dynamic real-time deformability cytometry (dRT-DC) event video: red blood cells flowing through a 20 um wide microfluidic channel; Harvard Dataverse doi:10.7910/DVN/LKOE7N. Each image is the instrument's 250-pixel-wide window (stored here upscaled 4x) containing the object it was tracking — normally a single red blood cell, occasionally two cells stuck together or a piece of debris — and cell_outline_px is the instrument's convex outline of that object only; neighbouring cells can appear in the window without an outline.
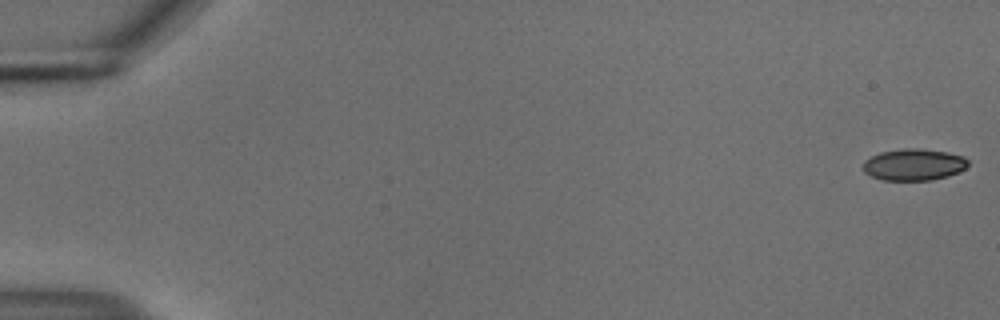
{"species": "common noctule bat (a hibernating species)", "species_latin": "Nyctalus noctula", "temperature_condition": "cold", "stored_images_in_passage": 55, "camera_frame_rate_fps": 3000, "um_per_image_px": 0.085, "animal": {"sex": "male", "body_mass_g": 18.8}, "frame": {"image": 1, "passage_image": 1, "time_ms": 0.0, "image_size_px": [1000, 320], "cell_outline_px": [[968, 164], [960, 172], [948, 176], [932, 180], [884, 180], [872, 176], [864, 172], [864, 160], [880, 152], [904, 148], [920, 148], [948, 152], [964, 156], [968, 160]], "centroid_in_image_um": [77.7, 13.98], "position_along_channel_um": 7.3, "area_um2": 19.42}}
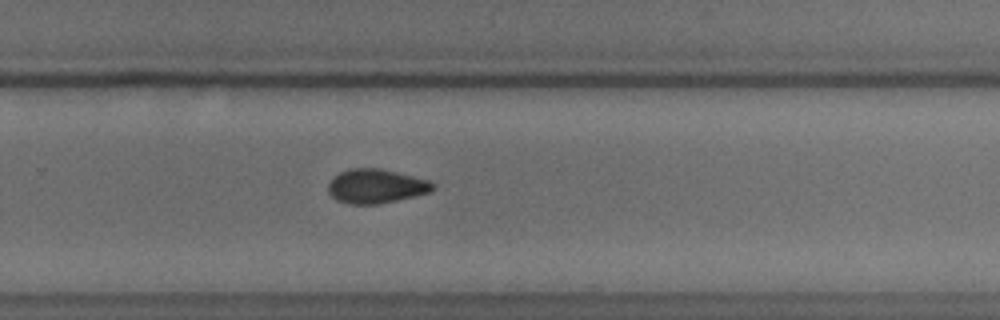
{"frame": {"image": 2, "passage_image": 37, "time_ms": 12.0, "image_size_px": [1000, 320], "cell_outline_px": [[436, 188], [428, 192], [380, 204], [348, 204], [336, 200], [328, 192], [328, 184], [340, 172], [352, 168], [380, 168], [428, 180], [436, 184]], "centroid_in_image_um": [31.95, 15.83], "position_along_channel_um": 297.8, "area_um2": 20.63}}
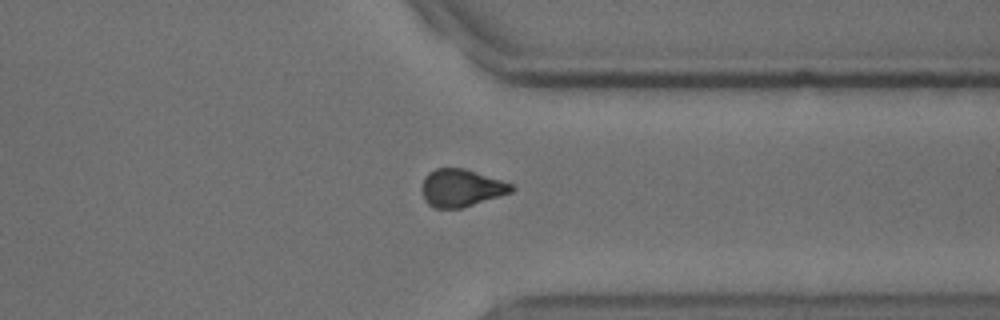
{"frame": {"image": 3, "passage_image": 43, "time_ms": 14.0, "image_size_px": [1000, 320], "cell_outline_px": [[516, 188], [512, 192], [464, 208], [436, 208], [428, 204], [424, 200], [420, 188], [424, 176], [428, 172], [436, 168], [464, 168], [512, 184]], "centroid_in_image_um": [39.17, 15.98], "position_along_channel_um": 372.2, "area_um2": 19.77}}